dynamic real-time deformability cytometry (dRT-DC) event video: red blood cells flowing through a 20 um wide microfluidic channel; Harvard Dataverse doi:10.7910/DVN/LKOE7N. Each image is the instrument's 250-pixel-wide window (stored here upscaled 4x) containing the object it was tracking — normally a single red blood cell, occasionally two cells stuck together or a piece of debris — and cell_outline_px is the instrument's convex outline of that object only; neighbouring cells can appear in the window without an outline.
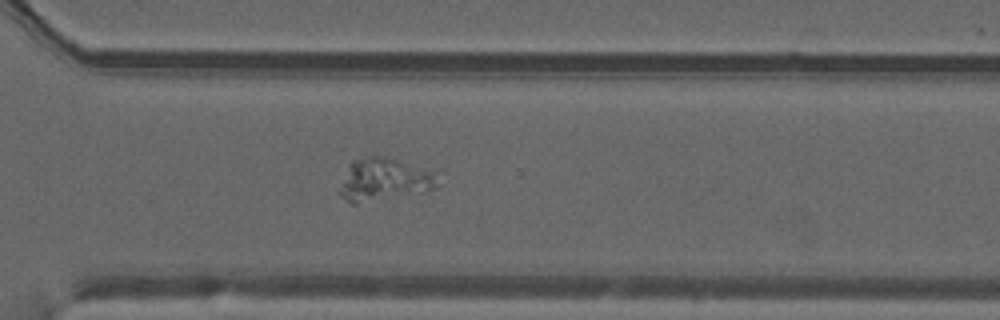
{"species": "common noctule bat (a hibernating species)", "species_latin": "Nyctalus noctula", "temperature_condition": "warm", "stored_images_in_passage": 53, "camera_frame_rate_fps": 3000, "um_per_image_px": 0.085, "animal": {"sex": "male", "forearm_length_mm": 52.5}, "frame": {"image": 1, "passage_image": 38, "time_ms": 12.333, "image_size_px": [1000, 320], "cell_outline_px": [[436, 188], [424, 192], [356, 204], [352, 204], [340, 196], [340, 192], [348, 164], [352, 160], [372, 156], [388, 156], [436, 172]], "centroid_in_image_um": [32.66, 15.26], "position_along_channel_um": 337.9, "area_um2": 24.28}}
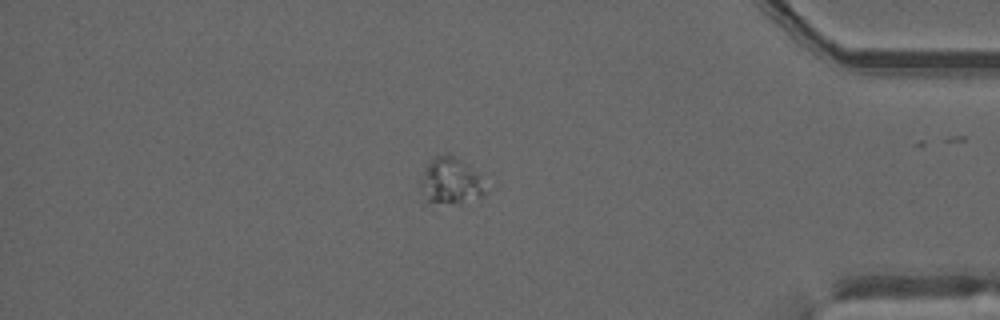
{"frame": {"image": 2, "passage_image": 45, "time_ms": 14.667, "image_size_px": [1000, 320], "cell_outline_px": [[484, 192], [480, 196], [452, 204], [424, 208], [420, 176], [428, 160], [436, 156], [448, 152], [476, 172], [480, 176]], "centroid_in_image_um": [38.14, 15.44], "position_along_channel_um": 397.1, "area_um2": 17.98}}
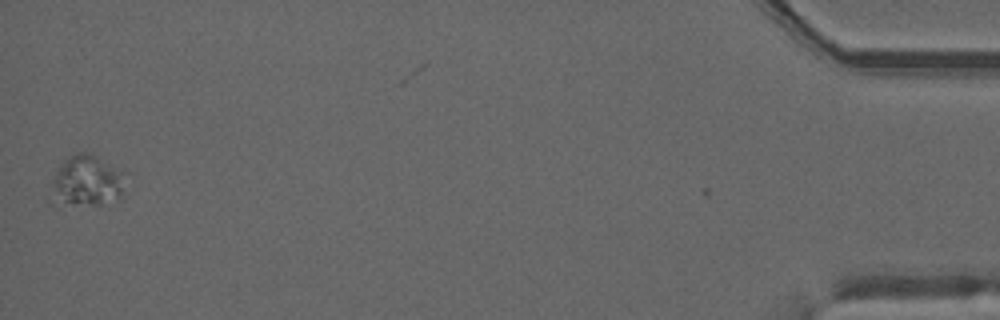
{"frame": {"image": 3, "passage_image": 52, "time_ms": 17.0, "image_size_px": [1000, 320], "cell_outline_px": [[120, 196], [100, 204], [52, 204], [48, 200], [56, 172], [60, 164], [68, 156], [76, 152], [88, 152], [120, 172]], "centroid_in_image_um": [7.19, 15.4], "position_along_channel_um": 428.0, "area_um2": 21.1}}